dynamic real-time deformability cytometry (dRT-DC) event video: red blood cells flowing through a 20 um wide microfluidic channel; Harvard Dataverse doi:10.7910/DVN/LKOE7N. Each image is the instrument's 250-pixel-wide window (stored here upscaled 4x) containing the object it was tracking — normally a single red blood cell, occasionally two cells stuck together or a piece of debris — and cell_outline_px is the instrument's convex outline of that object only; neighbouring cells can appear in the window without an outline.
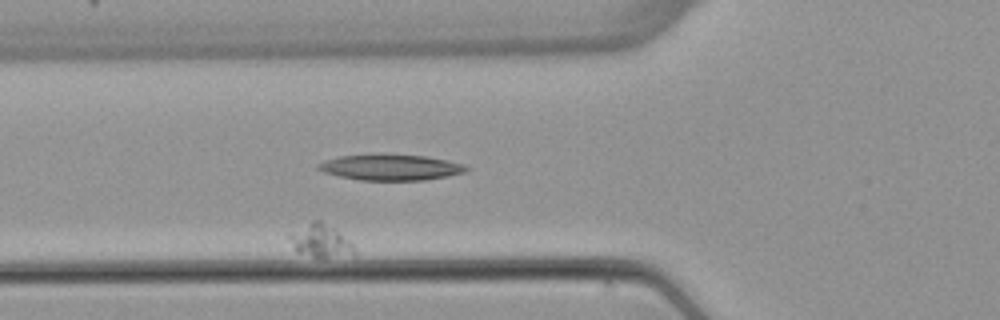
{"species": "common noctule bat (a hibernating species)", "species_latin": "Nyctalus noctula", "temperature_condition": "warm", "stored_images_in_passage": 3, "camera_frame_rate_fps": 3000, "um_per_image_px": 0.085, "animal": {"sex": "female", "body_mass_g": 22.7, "forearm_length_mm": 54.2}, "frame": {"image": 1, "passage_image": 3, "time_ms": 2.333, "image_size_px": [1000, 320], "cell_outline_px": [[356, 252], [324, 256], [312, 256], [296, 252], [288, 236], [312, 220], [320, 220], [336, 228], [352, 244]], "centroid_in_image_um": [27.21, 20.42], "position_along_channel_um": 98.6, "area_um2": 11.79}}